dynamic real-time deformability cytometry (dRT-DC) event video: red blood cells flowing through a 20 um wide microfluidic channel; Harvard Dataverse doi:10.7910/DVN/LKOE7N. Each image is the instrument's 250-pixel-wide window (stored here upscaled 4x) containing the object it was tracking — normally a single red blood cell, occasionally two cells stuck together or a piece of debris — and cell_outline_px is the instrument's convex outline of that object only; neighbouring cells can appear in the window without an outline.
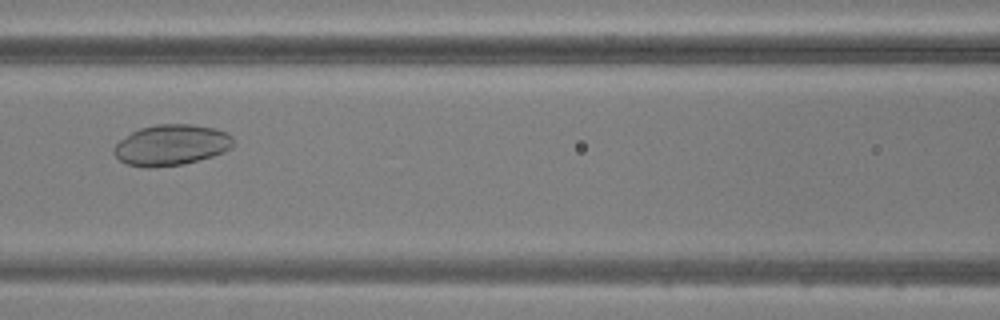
{"species": "common noctule bat (a hibernating species)", "species_latin": "Nyctalus noctula", "temperature_condition": "warm", "stored_images_in_passage": 36, "camera_frame_rate_fps": 3000, "um_per_image_px": 0.085, "animal": {"sex": "male", "body_mass_g": 20.5, "forearm_length_mm": 52.5}, "frame": {"image": 1, "passage_image": 19, "time_ms": 6.0, "image_size_px": [1000, 320], "cell_outline_px": [[232, 148], [224, 152], [212, 156], [184, 164], [152, 168], [148, 168], [128, 164], [120, 160], [112, 152], [112, 148], [120, 140], [132, 132], [140, 128], [156, 124], [192, 124], [216, 128], [232, 136]], "centroid_in_image_um": [14.55, 12.33], "position_along_channel_um": 152.1, "area_um2": 28.44}}
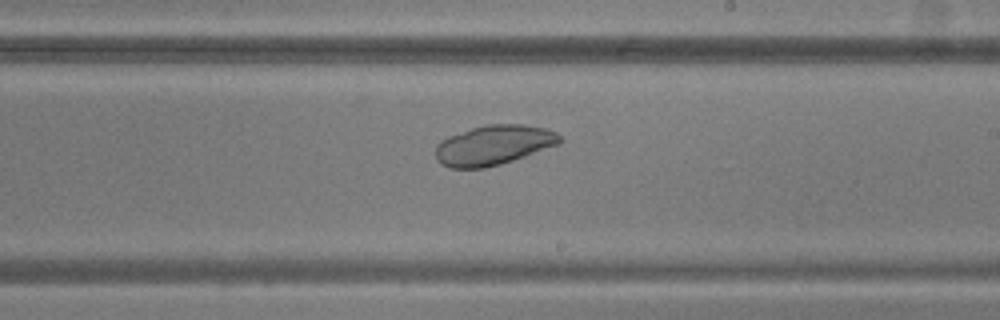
{"frame": {"image": 2, "passage_image": 26, "time_ms": 8.333, "image_size_px": [1000, 320], "cell_outline_px": [[560, 144], [500, 164], [484, 168], [448, 168], [436, 160], [436, 144], [440, 140], [448, 136], [472, 128], [488, 124], [524, 124], [544, 128], [556, 132], [560, 136]], "centroid_in_image_um": [41.92, 12.33], "position_along_channel_um": 247.1, "area_um2": 28.73}}
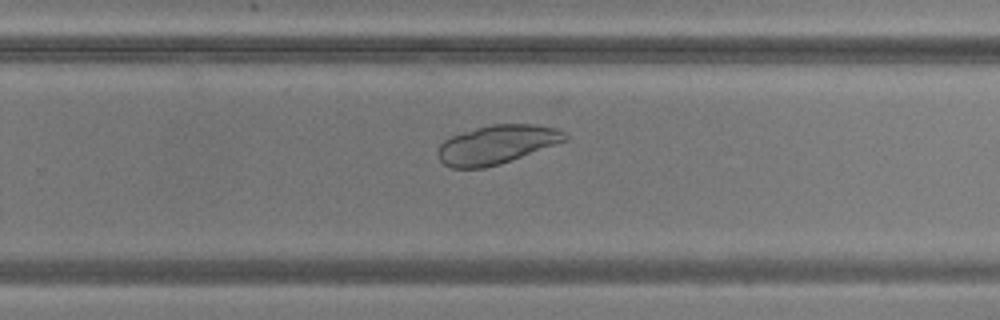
{"frame": {"image": 3, "passage_image": 29, "time_ms": 9.333, "image_size_px": [1000, 320], "cell_outline_px": [[568, 140], [500, 164], [484, 168], [452, 168], [444, 164], [440, 160], [436, 152], [440, 144], [444, 140], [452, 136], [476, 128], [492, 124], [536, 124], [560, 128], [568, 136]], "centroid_in_image_um": [42.24, 12.28], "position_along_channel_um": 287.6, "area_um2": 28.78}}